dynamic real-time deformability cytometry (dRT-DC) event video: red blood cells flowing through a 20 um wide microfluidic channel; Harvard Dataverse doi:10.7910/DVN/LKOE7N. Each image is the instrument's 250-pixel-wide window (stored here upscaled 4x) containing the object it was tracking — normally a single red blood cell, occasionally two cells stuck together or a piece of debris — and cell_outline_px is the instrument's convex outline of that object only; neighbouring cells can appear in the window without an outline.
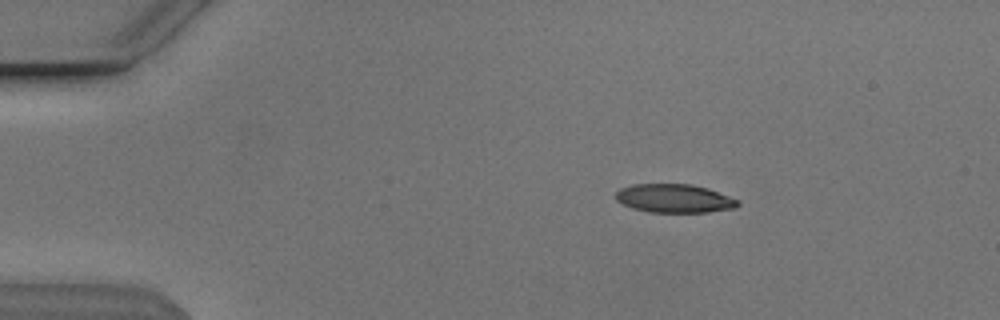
{"species": "Egyptian fruit bat (a non-hibernating species)", "species_latin": "Rousettus aegyptiacus", "temperature_condition": "cold", "stored_images_in_passage": 45, "camera_frame_rate_fps": 3000, "um_per_image_px": 0.085, "animal": {"sex": "male"}, "frame": {"image": 1, "passage_image": 1, "time_ms": 0.0, "image_size_px": [1000, 320], "cell_outline_px": [[740, 204], [732, 208], [708, 212], [652, 212], [632, 208], [616, 200], [616, 192], [620, 188], [632, 184], [692, 184], [708, 188], [740, 200]], "centroid_in_image_um": [57.32, 16.85], "position_along_channel_um": 27.7, "area_um2": 20.29}}
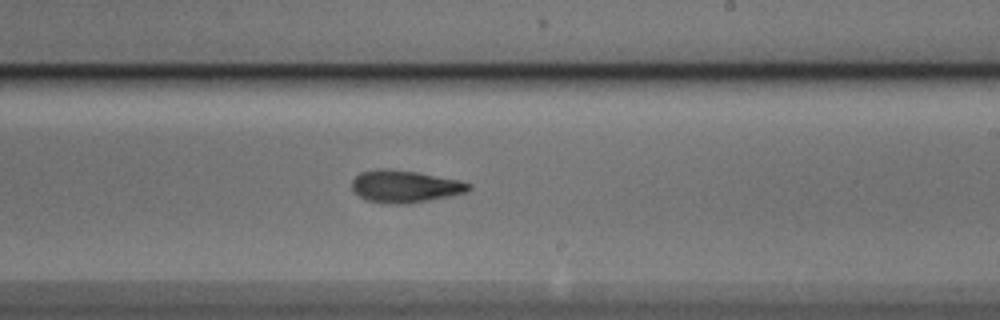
{"frame": {"image": 2, "passage_image": 24, "time_ms": 7.667, "image_size_px": [1000, 320], "cell_outline_px": [[472, 188], [468, 192], [408, 204], [396, 204], [368, 200], [360, 196], [352, 188], [352, 180], [360, 172], [376, 168], [388, 168], [416, 172], [460, 180], [472, 184]], "centroid_in_image_um": [34.44, 15.83], "position_along_channel_um": 254.6, "area_um2": 21.91}}
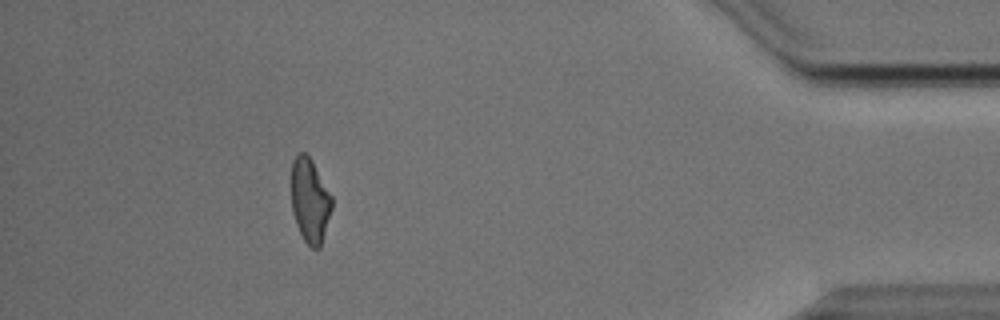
{"frame": {"image": 3, "passage_image": 40, "time_ms": 13.0, "image_size_px": [1000, 320], "cell_outline_px": [[332, 208], [320, 248], [312, 248], [304, 240], [296, 224], [292, 208], [292, 160], [300, 152], [304, 152], [312, 160], [332, 196]], "centroid_in_image_um": [26.35, 17.04], "position_along_channel_um": 408.9, "area_um2": 19.71}, "authors_computed_cell_mechanics": {"area_um2": 21.2126, "velocity_mm_per_s": 3.8553, "shape_relaxation_time_tau1_ms": 8.3353, "shape_relaxation_time_tau2_ms": 3.8692, "deformation_change_tau1": 0.2143, "deformation_change_tau2": 0.1156}}